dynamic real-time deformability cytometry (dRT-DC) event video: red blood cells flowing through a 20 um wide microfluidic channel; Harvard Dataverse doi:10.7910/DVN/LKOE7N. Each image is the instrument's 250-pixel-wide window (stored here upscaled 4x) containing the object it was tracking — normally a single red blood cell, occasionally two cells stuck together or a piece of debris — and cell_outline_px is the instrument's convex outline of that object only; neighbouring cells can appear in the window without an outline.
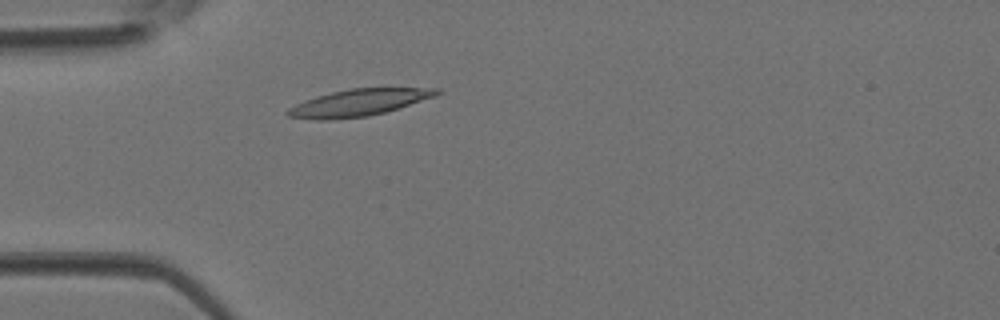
{"species": "Egyptian fruit bat (a non-hibernating species)", "species_latin": "Rousettus aegyptiacus", "temperature_condition": "room temperature", "stored_images_in_passage": 3, "camera_frame_rate_fps": 3000, "um_per_image_px": 0.085, "animal": {"sex": "female"}, "frame": {"image": 1, "passage_image": 3, "time_ms": 0.667, "image_size_px": [1000, 320], "cell_outline_px": [[444, 92], [436, 96], [384, 112], [368, 116], [328, 120], [312, 120], [288, 116], [284, 112], [288, 108], [296, 104], [316, 96], [348, 88], [440, 88]], "centroid_in_image_um": [30.48, 8.72], "position_along_channel_um": 54.5, "area_um2": 23.29}}